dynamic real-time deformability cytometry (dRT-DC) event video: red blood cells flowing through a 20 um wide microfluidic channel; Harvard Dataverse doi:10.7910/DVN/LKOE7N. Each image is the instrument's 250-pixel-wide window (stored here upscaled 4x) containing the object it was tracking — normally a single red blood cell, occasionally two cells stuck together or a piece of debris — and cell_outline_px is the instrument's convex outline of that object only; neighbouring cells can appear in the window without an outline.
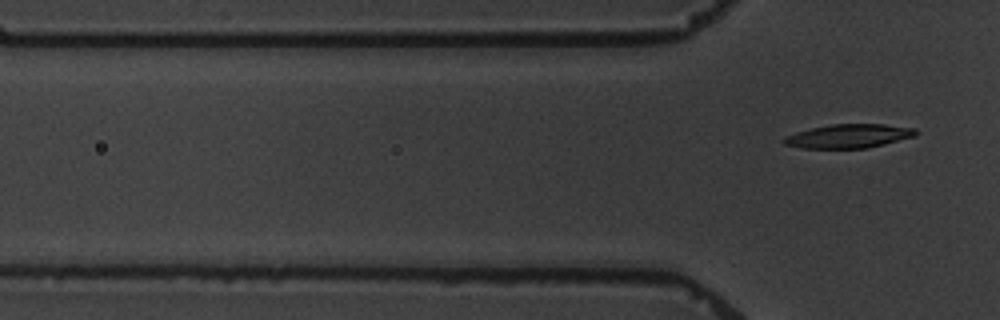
{"species": "common noctule bat (a hibernating species)", "species_latin": "Nyctalus noctula", "temperature_condition": "warm", "stored_images_in_passage": 6, "camera_frame_rate_fps": 3000, "um_per_image_px": 0.085, "animal": {"sex": "male", "body_mass_g": 19.5, "forearm_length_mm": 54.6}, "frame": {"image": 1, "passage_image": 6, "time_ms": 6.667, "image_size_px": [1000, 320], "cell_outline_px": [[916, 136], [868, 148], [804, 148], [784, 144], [780, 140], [784, 136], [796, 132], [812, 128], [832, 124], [884, 124], [916, 128]], "centroid_in_image_um": [72.13, 11.56], "position_along_channel_um": 53.7, "area_um2": 18.32}}